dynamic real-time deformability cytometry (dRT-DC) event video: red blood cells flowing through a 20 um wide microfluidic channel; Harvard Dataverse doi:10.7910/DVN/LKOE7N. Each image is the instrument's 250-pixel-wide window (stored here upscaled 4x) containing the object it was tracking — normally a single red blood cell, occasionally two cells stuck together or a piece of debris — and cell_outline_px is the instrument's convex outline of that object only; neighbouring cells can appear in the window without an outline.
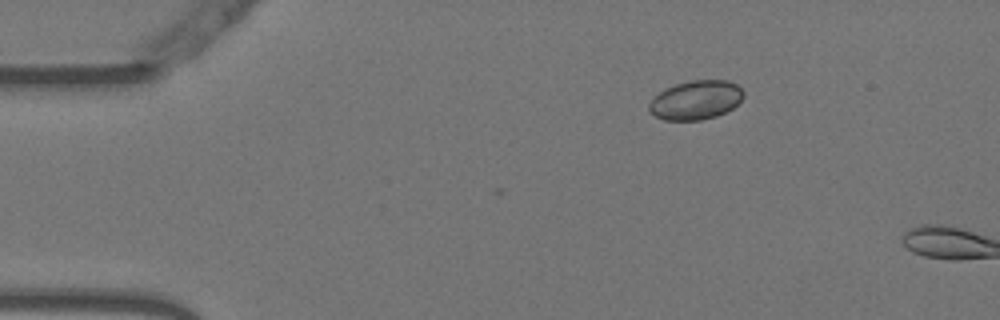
{"species": "Egyptian fruit bat (a non-hibernating species)", "species_latin": "Rousettus aegyptiacus", "temperature_condition": "warm", "stored_images_in_passage": 2, "camera_frame_rate_fps": 3000, "um_per_image_px": 0.085, "animal": {"sex": "female"}, "frame": {"image": 1, "passage_image": 2, "time_ms": 0.333, "image_size_px": [1000, 320], "cell_outline_px": [[744, 96], [732, 108], [716, 116], [700, 120], [664, 120], [656, 116], [648, 108], [648, 104], [664, 88], [676, 84], [692, 80], [728, 80], [736, 84], [744, 92]], "centroid_in_image_um": [59.15, 8.49], "position_along_channel_um": 25.9, "area_um2": 21.27}}